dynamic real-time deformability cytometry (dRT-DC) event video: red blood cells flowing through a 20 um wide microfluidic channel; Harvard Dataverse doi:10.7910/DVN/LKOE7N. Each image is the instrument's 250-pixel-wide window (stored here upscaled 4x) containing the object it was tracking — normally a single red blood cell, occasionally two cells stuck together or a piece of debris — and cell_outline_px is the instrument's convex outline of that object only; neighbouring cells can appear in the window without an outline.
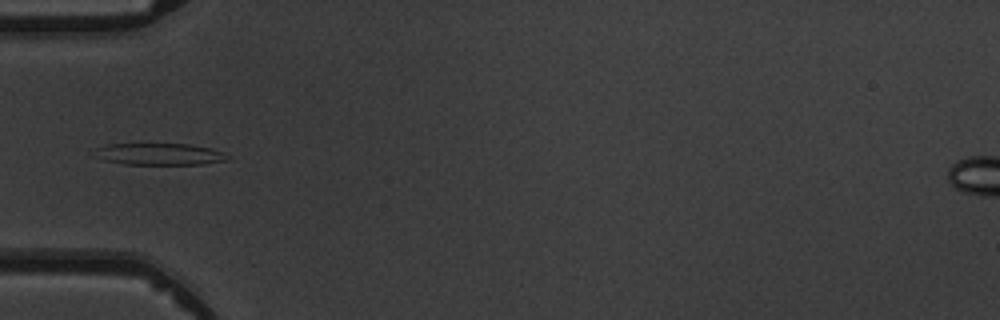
{"species": "common noctule bat (a hibernating species)", "species_latin": "Nyctalus noctula", "temperature_condition": "warm", "stored_images_in_passage": 5, "camera_frame_rate_fps": 3000, "um_per_image_px": 0.085, "animal": {"sex": "male", "body_mass_g": 19.5, "forearm_length_mm": 54.6}, "frame": {"image": 1, "passage_image": 5, "time_ms": 4.667, "image_size_px": [1000, 320], "cell_outline_px": [[228, 160], [204, 164], [124, 164], [104, 160], [96, 148], [108, 144], [188, 144], [212, 148], [224, 152], [228, 156]], "centroid_in_image_um": [13.66, 13.1], "position_along_channel_um": 71.3, "area_um2": 16.53}}